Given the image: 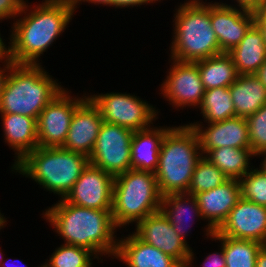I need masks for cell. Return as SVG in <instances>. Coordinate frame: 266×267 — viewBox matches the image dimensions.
Listing matches in <instances>:
<instances>
[{"label":"cell","instance_id":"cell-1","mask_svg":"<svg viewBox=\"0 0 266 267\" xmlns=\"http://www.w3.org/2000/svg\"><path fill=\"white\" fill-rule=\"evenodd\" d=\"M13 23L8 57L15 64L38 65V58L64 32L75 11L72 0H44Z\"/></svg>","mask_w":266,"mask_h":267},{"label":"cell","instance_id":"cell-2","mask_svg":"<svg viewBox=\"0 0 266 267\" xmlns=\"http://www.w3.org/2000/svg\"><path fill=\"white\" fill-rule=\"evenodd\" d=\"M44 217L55 228L66 242L65 244L80 246L98 255L114 256L117 252L118 240L114 239L116 228L111 210L85 208L60 199Z\"/></svg>","mask_w":266,"mask_h":267},{"label":"cell","instance_id":"cell-3","mask_svg":"<svg viewBox=\"0 0 266 267\" xmlns=\"http://www.w3.org/2000/svg\"><path fill=\"white\" fill-rule=\"evenodd\" d=\"M202 157L196 130L188 124L172 127L163 139L155 172L160 194L187 193L196 164Z\"/></svg>","mask_w":266,"mask_h":267},{"label":"cell","instance_id":"cell-4","mask_svg":"<svg viewBox=\"0 0 266 267\" xmlns=\"http://www.w3.org/2000/svg\"><path fill=\"white\" fill-rule=\"evenodd\" d=\"M40 64H14L0 94V114L39 117L63 90Z\"/></svg>","mask_w":266,"mask_h":267},{"label":"cell","instance_id":"cell-5","mask_svg":"<svg viewBox=\"0 0 266 267\" xmlns=\"http://www.w3.org/2000/svg\"><path fill=\"white\" fill-rule=\"evenodd\" d=\"M89 163L88 157L82 153L62 147L38 146L12 169L63 199Z\"/></svg>","mask_w":266,"mask_h":267},{"label":"cell","instance_id":"cell-6","mask_svg":"<svg viewBox=\"0 0 266 267\" xmlns=\"http://www.w3.org/2000/svg\"><path fill=\"white\" fill-rule=\"evenodd\" d=\"M174 15L171 59L197 62L222 53L211 25L209 2L188 0Z\"/></svg>","mask_w":266,"mask_h":267},{"label":"cell","instance_id":"cell-7","mask_svg":"<svg viewBox=\"0 0 266 267\" xmlns=\"http://www.w3.org/2000/svg\"><path fill=\"white\" fill-rule=\"evenodd\" d=\"M161 201L155 173L129 169L115 176L111 214L117 227L159 211Z\"/></svg>","mask_w":266,"mask_h":267},{"label":"cell","instance_id":"cell-8","mask_svg":"<svg viewBox=\"0 0 266 267\" xmlns=\"http://www.w3.org/2000/svg\"><path fill=\"white\" fill-rule=\"evenodd\" d=\"M87 97L99 109L103 121L133 131L151 127L158 116L155 107L135 95L111 92Z\"/></svg>","mask_w":266,"mask_h":267},{"label":"cell","instance_id":"cell-9","mask_svg":"<svg viewBox=\"0 0 266 267\" xmlns=\"http://www.w3.org/2000/svg\"><path fill=\"white\" fill-rule=\"evenodd\" d=\"M133 133L129 128L103 121L88 157L90 164L114 177L131 169Z\"/></svg>","mask_w":266,"mask_h":267},{"label":"cell","instance_id":"cell-10","mask_svg":"<svg viewBox=\"0 0 266 267\" xmlns=\"http://www.w3.org/2000/svg\"><path fill=\"white\" fill-rule=\"evenodd\" d=\"M72 98L65 88L41 111L37 119L39 147H63L75 109L86 99Z\"/></svg>","mask_w":266,"mask_h":267},{"label":"cell","instance_id":"cell-11","mask_svg":"<svg viewBox=\"0 0 266 267\" xmlns=\"http://www.w3.org/2000/svg\"><path fill=\"white\" fill-rule=\"evenodd\" d=\"M136 224L134 234L142 241L175 258L183 267L193 263L194 253L174 230L161 210L146 216ZM191 263V264H190Z\"/></svg>","mask_w":266,"mask_h":267},{"label":"cell","instance_id":"cell-12","mask_svg":"<svg viewBox=\"0 0 266 267\" xmlns=\"http://www.w3.org/2000/svg\"><path fill=\"white\" fill-rule=\"evenodd\" d=\"M172 68L169 70L165 82L162 83L163 97L175 107H200L205 89L200 79L197 62H184L172 59Z\"/></svg>","mask_w":266,"mask_h":267},{"label":"cell","instance_id":"cell-13","mask_svg":"<svg viewBox=\"0 0 266 267\" xmlns=\"http://www.w3.org/2000/svg\"><path fill=\"white\" fill-rule=\"evenodd\" d=\"M114 178L89 163L64 199L85 208L111 210Z\"/></svg>","mask_w":266,"mask_h":267},{"label":"cell","instance_id":"cell-14","mask_svg":"<svg viewBox=\"0 0 266 267\" xmlns=\"http://www.w3.org/2000/svg\"><path fill=\"white\" fill-rule=\"evenodd\" d=\"M210 21L222 53H228L256 23L255 13L224 3L210 4Z\"/></svg>","mask_w":266,"mask_h":267},{"label":"cell","instance_id":"cell-15","mask_svg":"<svg viewBox=\"0 0 266 267\" xmlns=\"http://www.w3.org/2000/svg\"><path fill=\"white\" fill-rule=\"evenodd\" d=\"M216 232L234 239L254 240L266 245V206L241 198Z\"/></svg>","mask_w":266,"mask_h":267},{"label":"cell","instance_id":"cell-16","mask_svg":"<svg viewBox=\"0 0 266 267\" xmlns=\"http://www.w3.org/2000/svg\"><path fill=\"white\" fill-rule=\"evenodd\" d=\"M197 132L202 155L219 147L251 149L249 127L245 117H233L224 121L209 123L203 129L198 122L189 123Z\"/></svg>","mask_w":266,"mask_h":267},{"label":"cell","instance_id":"cell-17","mask_svg":"<svg viewBox=\"0 0 266 267\" xmlns=\"http://www.w3.org/2000/svg\"><path fill=\"white\" fill-rule=\"evenodd\" d=\"M103 119L99 109L87 97L76 109L62 147L65 150L90 156Z\"/></svg>","mask_w":266,"mask_h":267},{"label":"cell","instance_id":"cell-18","mask_svg":"<svg viewBox=\"0 0 266 267\" xmlns=\"http://www.w3.org/2000/svg\"><path fill=\"white\" fill-rule=\"evenodd\" d=\"M201 216L208 220L206 236L211 238L241 199L238 180L228 179L217 188L196 195Z\"/></svg>","mask_w":266,"mask_h":267},{"label":"cell","instance_id":"cell-19","mask_svg":"<svg viewBox=\"0 0 266 267\" xmlns=\"http://www.w3.org/2000/svg\"><path fill=\"white\" fill-rule=\"evenodd\" d=\"M115 257L128 267H183L175 258L140 240L134 233L118 240Z\"/></svg>","mask_w":266,"mask_h":267},{"label":"cell","instance_id":"cell-20","mask_svg":"<svg viewBox=\"0 0 266 267\" xmlns=\"http://www.w3.org/2000/svg\"><path fill=\"white\" fill-rule=\"evenodd\" d=\"M172 127H149L134 131L131 141V169L155 173L165 134Z\"/></svg>","mask_w":266,"mask_h":267},{"label":"cell","instance_id":"cell-21","mask_svg":"<svg viewBox=\"0 0 266 267\" xmlns=\"http://www.w3.org/2000/svg\"><path fill=\"white\" fill-rule=\"evenodd\" d=\"M1 115L5 141L16 151L14 167L29 152L38 147L37 120L20 114Z\"/></svg>","mask_w":266,"mask_h":267},{"label":"cell","instance_id":"cell-22","mask_svg":"<svg viewBox=\"0 0 266 267\" xmlns=\"http://www.w3.org/2000/svg\"><path fill=\"white\" fill-rule=\"evenodd\" d=\"M228 54L239 75L257 74L266 60V44L261 28L255 23Z\"/></svg>","mask_w":266,"mask_h":267},{"label":"cell","instance_id":"cell-23","mask_svg":"<svg viewBox=\"0 0 266 267\" xmlns=\"http://www.w3.org/2000/svg\"><path fill=\"white\" fill-rule=\"evenodd\" d=\"M229 90L235 116L247 118L266 103V87L256 74L238 75Z\"/></svg>","mask_w":266,"mask_h":267},{"label":"cell","instance_id":"cell-24","mask_svg":"<svg viewBox=\"0 0 266 267\" xmlns=\"http://www.w3.org/2000/svg\"><path fill=\"white\" fill-rule=\"evenodd\" d=\"M160 210L173 225L175 232L185 242L186 236H188L186 227H190L189 225H186V222H188L187 220L193 216H197L202 219L196 196L187 193L169 194L162 196ZM189 211H191V213L193 212L194 215H192ZM186 218L188 219L186 220Z\"/></svg>","mask_w":266,"mask_h":267},{"label":"cell","instance_id":"cell-25","mask_svg":"<svg viewBox=\"0 0 266 267\" xmlns=\"http://www.w3.org/2000/svg\"><path fill=\"white\" fill-rule=\"evenodd\" d=\"M197 66L205 90L229 87L239 75L228 53H221L197 61Z\"/></svg>","mask_w":266,"mask_h":267},{"label":"cell","instance_id":"cell-26","mask_svg":"<svg viewBox=\"0 0 266 267\" xmlns=\"http://www.w3.org/2000/svg\"><path fill=\"white\" fill-rule=\"evenodd\" d=\"M254 154L251 149L219 147L210 150L204 157L219 168L228 179L239 180L249 169L250 158Z\"/></svg>","mask_w":266,"mask_h":267},{"label":"cell","instance_id":"cell-27","mask_svg":"<svg viewBox=\"0 0 266 267\" xmlns=\"http://www.w3.org/2000/svg\"><path fill=\"white\" fill-rule=\"evenodd\" d=\"M212 239L223 246L226 267H255L258 251L264 245L254 240L234 239L214 231Z\"/></svg>","mask_w":266,"mask_h":267},{"label":"cell","instance_id":"cell-28","mask_svg":"<svg viewBox=\"0 0 266 267\" xmlns=\"http://www.w3.org/2000/svg\"><path fill=\"white\" fill-rule=\"evenodd\" d=\"M203 118L207 123L224 121L235 116L229 87H217L205 90L200 105Z\"/></svg>","mask_w":266,"mask_h":267},{"label":"cell","instance_id":"cell-29","mask_svg":"<svg viewBox=\"0 0 266 267\" xmlns=\"http://www.w3.org/2000/svg\"><path fill=\"white\" fill-rule=\"evenodd\" d=\"M227 180L224 173L203 156L196 164L187 194L196 196L198 193L217 188Z\"/></svg>","mask_w":266,"mask_h":267},{"label":"cell","instance_id":"cell-30","mask_svg":"<svg viewBox=\"0 0 266 267\" xmlns=\"http://www.w3.org/2000/svg\"><path fill=\"white\" fill-rule=\"evenodd\" d=\"M95 258L96 255L89 249L64 242L41 267H92L91 260Z\"/></svg>","mask_w":266,"mask_h":267},{"label":"cell","instance_id":"cell-31","mask_svg":"<svg viewBox=\"0 0 266 267\" xmlns=\"http://www.w3.org/2000/svg\"><path fill=\"white\" fill-rule=\"evenodd\" d=\"M241 198L266 206V173L260 168L252 169L238 180Z\"/></svg>","mask_w":266,"mask_h":267},{"label":"cell","instance_id":"cell-32","mask_svg":"<svg viewBox=\"0 0 266 267\" xmlns=\"http://www.w3.org/2000/svg\"><path fill=\"white\" fill-rule=\"evenodd\" d=\"M250 147L255 156L266 150V103L247 118Z\"/></svg>","mask_w":266,"mask_h":267},{"label":"cell","instance_id":"cell-33","mask_svg":"<svg viewBox=\"0 0 266 267\" xmlns=\"http://www.w3.org/2000/svg\"><path fill=\"white\" fill-rule=\"evenodd\" d=\"M26 1L24 0H0V20L15 18L16 15L26 14L27 8ZM26 10V12H25Z\"/></svg>","mask_w":266,"mask_h":267},{"label":"cell","instance_id":"cell-34","mask_svg":"<svg viewBox=\"0 0 266 267\" xmlns=\"http://www.w3.org/2000/svg\"><path fill=\"white\" fill-rule=\"evenodd\" d=\"M221 251L213 254H209L203 262L202 267H226V261L223 251V246L221 245Z\"/></svg>","mask_w":266,"mask_h":267},{"label":"cell","instance_id":"cell-35","mask_svg":"<svg viewBox=\"0 0 266 267\" xmlns=\"http://www.w3.org/2000/svg\"><path fill=\"white\" fill-rule=\"evenodd\" d=\"M3 60H4L3 63H5V64L3 65L4 66L3 69L0 68V94L4 90V86L6 84L8 76H9V72H10L12 66L15 64L9 57L1 59L0 62H2Z\"/></svg>","mask_w":266,"mask_h":267},{"label":"cell","instance_id":"cell-36","mask_svg":"<svg viewBox=\"0 0 266 267\" xmlns=\"http://www.w3.org/2000/svg\"><path fill=\"white\" fill-rule=\"evenodd\" d=\"M158 0H114V6L115 8L117 7H120V8H126V7H134L137 5L140 6V5H144V4H150V3H153V2H156Z\"/></svg>","mask_w":266,"mask_h":267},{"label":"cell","instance_id":"cell-37","mask_svg":"<svg viewBox=\"0 0 266 267\" xmlns=\"http://www.w3.org/2000/svg\"><path fill=\"white\" fill-rule=\"evenodd\" d=\"M238 7L246 11L255 12L265 0H236Z\"/></svg>","mask_w":266,"mask_h":267},{"label":"cell","instance_id":"cell-38","mask_svg":"<svg viewBox=\"0 0 266 267\" xmlns=\"http://www.w3.org/2000/svg\"><path fill=\"white\" fill-rule=\"evenodd\" d=\"M256 17V24L261 29H266V0L254 12Z\"/></svg>","mask_w":266,"mask_h":267},{"label":"cell","instance_id":"cell-39","mask_svg":"<svg viewBox=\"0 0 266 267\" xmlns=\"http://www.w3.org/2000/svg\"><path fill=\"white\" fill-rule=\"evenodd\" d=\"M255 267H266V245H263L258 251Z\"/></svg>","mask_w":266,"mask_h":267},{"label":"cell","instance_id":"cell-40","mask_svg":"<svg viewBox=\"0 0 266 267\" xmlns=\"http://www.w3.org/2000/svg\"><path fill=\"white\" fill-rule=\"evenodd\" d=\"M73 1V4H74V9L77 8V5H80V3L82 2H88V3H94L97 5L98 4H103V5H109V6H112L114 7V0H72ZM82 1V2H81ZM79 3V4H78Z\"/></svg>","mask_w":266,"mask_h":267},{"label":"cell","instance_id":"cell-41","mask_svg":"<svg viewBox=\"0 0 266 267\" xmlns=\"http://www.w3.org/2000/svg\"><path fill=\"white\" fill-rule=\"evenodd\" d=\"M256 75L266 87V60H265V63L260 67Z\"/></svg>","mask_w":266,"mask_h":267},{"label":"cell","instance_id":"cell-42","mask_svg":"<svg viewBox=\"0 0 266 267\" xmlns=\"http://www.w3.org/2000/svg\"><path fill=\"white\" fill-rule=\"evenodd\" d=\"M4 43L0 35V60L8 57V48Z\"/></svg>","mask_w":266,"mask_h":267},{"label":"cell","instance_id":"cell-43","mask_svg":"<svg viewBox=\"0 0 266 267\" xmlns=\"http://www.w3.org/2000/svg\"><path fill=\"white\" fill-rule=\"evenodd\" d=\"M258 155H259V156H260V155L265 156V157H264V160L261 161L262 163H261V167H260V169H261L263 172L266 173V150L260 152L259 154H257V156H258Z\"/></svg>","mask_w":266,"mask_h":267},{"label":"cell","instance_id":"cell-44","mask_svg":"<svg viewBox=\"0 0 266 267\" xmlns=\"http://www.w3.org/2000/svg\"><path fill=\"white\" fill-rule=\"evenodd\" d=\"M6 222L7 221H5L1 226H0V229H2V227H4L5 225H6ZM1 251V250H0ZM3 258H4V256L2 255V253L0 252V266H1V263H2V261H3Z\"/></svg>","mask_w":266,"mask_h":267},{"label":"cell","instance_id":"cell-45","mask_svg":"<svg viewBox=\"0 0 266 267\" xmlns=\"http://www.w3.org/2000/svg\"><path fill=\"white\" fill-rule=\"evenodd\" d=\"M4 215H2L0 213V226L6 221L5 217H3Z\"/></svg>","mask_w":266,"mask_h":267},{"label":"cell","instance_id":"cell-46","mask_svg":"<svg viewBox=\"0 0 266 267\" xmlns=\"http://www.w3.org/2000/svg\"><path fill=\"white\" fill-rule=\"evenodd\" d=\"M263 31L264 34V39H265V44H266V29H261Z\"/></svg>","mask_w":266,"mask_h":267},{"label":"cell","instance_id":"cell-47","mask_svg":"<svg viewBox=\"0 0 266 267\" xmlns=\"http://www.w3.org/2000/svg\"><path fill=\"white\" fill-rule=\"evenodd\" d=\"M8 264V263H7ZM0 267H5V263H4V260L2 261V263H1V266ZM6 267H7V265H6ZM41 267V266H40Z\"/></svg>","mask_w":266,"mask_h":267}]
</instances>
